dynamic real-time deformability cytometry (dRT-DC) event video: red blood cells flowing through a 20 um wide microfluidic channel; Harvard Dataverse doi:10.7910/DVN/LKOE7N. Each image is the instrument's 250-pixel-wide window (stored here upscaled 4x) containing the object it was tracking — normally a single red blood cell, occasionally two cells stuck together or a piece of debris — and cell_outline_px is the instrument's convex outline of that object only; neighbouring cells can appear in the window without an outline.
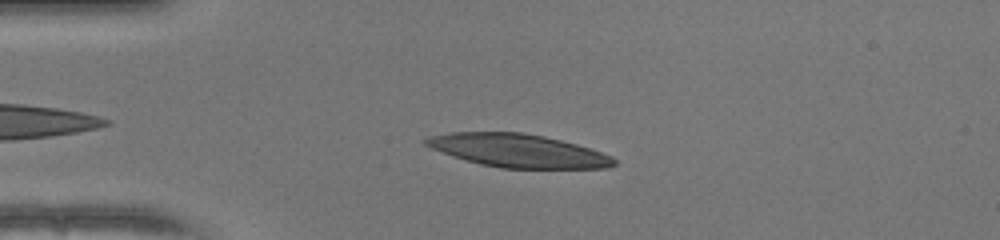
{"species": "human", "species_latin": "Homo sapiens", "temperature_condition": "warm", "stored_images_in_passage": 42, "camera_frame_rate_fps": 3000, "um_per_image_px": 0.085, "donor": {"sex": "female"}, "frame": {"image": 1, "passage_image": 4, "time_ms": 1.0, "image_size_px": [1000, 240], "cell_outline_px": [[616, 164], [608, 168], [500, 168], [480, 164], [452, 156], [432, 148], [424, 144], [424, 140], [428, 136], [452, 132], [520, 132], [544, 136], [576, 144], [612, 156], [616, 160]], "centroid_in_image_um": [44.02, 12.8], "position_along_channel_um": 41.0, "area_um2": 36.18}}
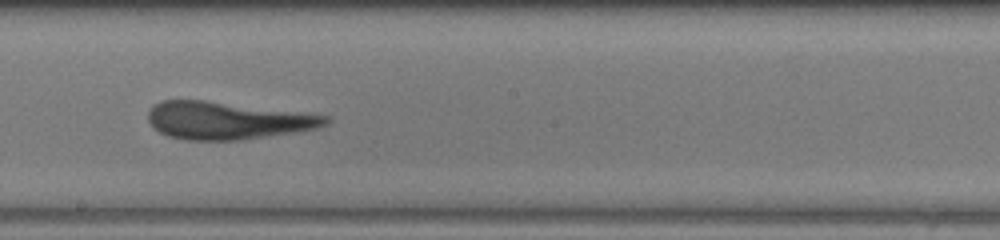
{"frame": {"image": 2, "passage_image": 20, "time_ms": 6.333, "image_size_px": [1000, 240], "cell_outline_px": [[332, 120], [328, 124], [316, 128], [296, 132], [240, 140], [188, 140], [168, 136], [152, 128], [148, 120], [148, 112], [152, 104], [160, 100], [208, 100], [328, 116]], "centroid_in_image_um": [19.27, 10.24], "position_along_channel_um": 228.9, "area_um2": 38.9}}
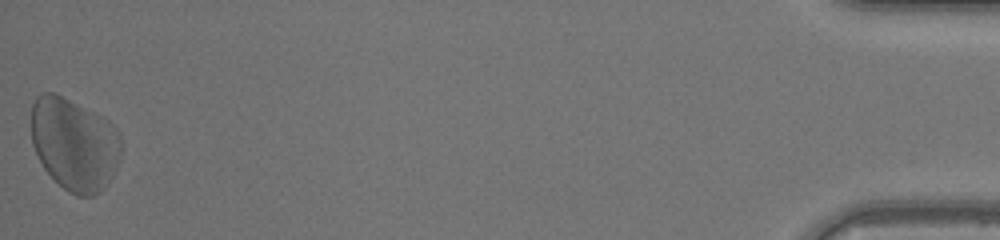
{"frame": {"image": 3, "passage_image": 42, "time_ms": 13.667, "image_size_px": [1000, 240], "cell_outline_px": [[120, 156], [112, 176], [104, 188], [100, 192], [92, 196], [76, 196], [68, 192], [44, 168], [32, 144], [32, 104], [36, 96], [40, 92], [52, 92], [104, 116], [116, 128], [120, 140]], "centroid_in_image_um": [6.32, 12.24], "position_along_channel_um": 428.9, "area_um2": 48.32}, "authors_computed_cell_mechanics": {"area_um2": 39.304, "velocity_mm_per_s": 4.0915, "shape_relaxation_time_tau1_ms": 4.0203, "shape_relaxation_time_tau2_ms": 2.3397, "deformation_change_tau1": 0.1446, "deformation_change_tau2": 0.1399}}